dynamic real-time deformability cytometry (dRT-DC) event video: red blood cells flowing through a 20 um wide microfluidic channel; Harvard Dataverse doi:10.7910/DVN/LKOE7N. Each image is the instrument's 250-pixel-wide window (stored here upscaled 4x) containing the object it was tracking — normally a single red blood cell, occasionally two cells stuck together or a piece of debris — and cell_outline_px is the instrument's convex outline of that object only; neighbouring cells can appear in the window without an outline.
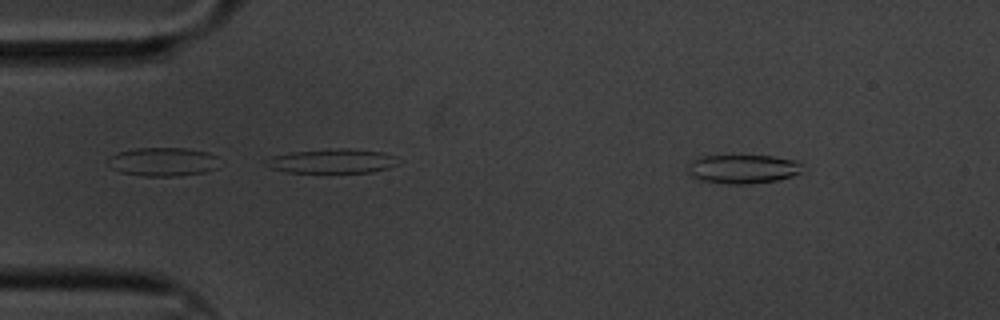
{"species": "common noctule bat (a hibernating species)", "species_latin": "Nyctalus noctula", "temperature_condition": "cold", "stored_images_in_passage": 59, "camera_frame_rate_fps": 3000, "um_per_image_px": 0.085, "animal": {"sex": "male", "body_mass_g": 20.1, "forearm_length_mm": 53.5}, "frame": {"image": 1, "passage_image": 7, "time_ms": 2.0, "image_size_px": [1000, 320], "cell_outline_px": [[804, 164], [800, 172], [792, 176], [780, 180], [748, 184], [724, 184], [700, 180], [692, 176], [688, 172], [688, 164], [692, 160], [700, 156], [772, 156], [796, 160]], "centroid_in_image_um": [63.16, 14.37], "position_along_channel_um": 21.8, "area_um2": 19.48}}
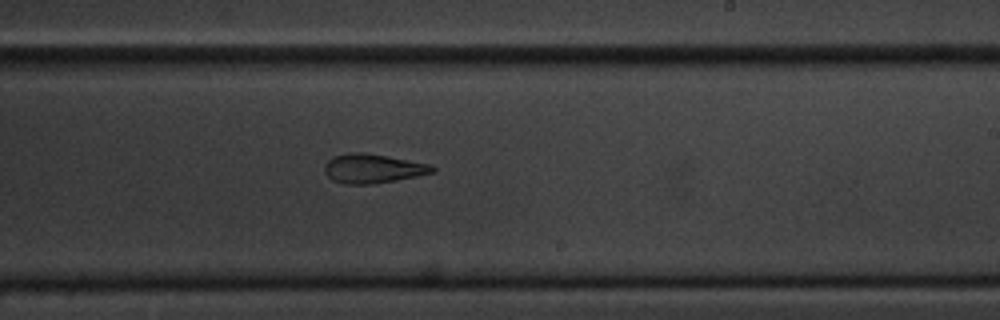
{"frame": {"image": 2, "passage_image": 35, "time_ms": 11.333, "image_size_px": [1000, 320], "cell_outline_px": [[436, 172], [396, 180], [372, 184], [344, 184], [332, 180], [324, 172], [324, 164], [332, 156], [348, 152], [364, 152], [432, 164], [436, 168]], "centroid_in_image_um": [31.68, 14.32], "position_along_channel_um": 257.3, "area_um2": 18.55}}
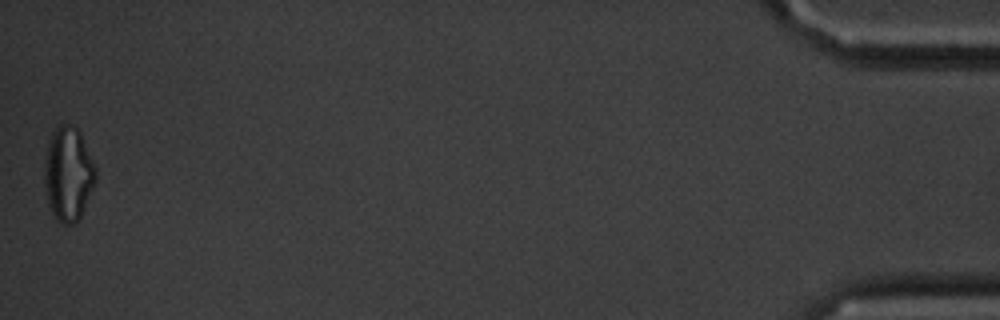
{"frame": {"image": 3, "passage_image": 59, "time_ms": 19.333, "image_size_px": [1000, 320], "cell_outline_px": [[96, 180], [80, 216], [72, 224], [64, 224], [52, 212], [48, 204], [44, 192], [44, 164], [48, 140], [52, 132], [60, 124], [68, 124], [76, 128], [80, 132], [96, 168]], "centroid_in_image_um": [5.77, 14.75], "position_along_channel_um": 429.4, "area_um2": 27.92}, "authors_computed_cell_mechanics": {"area_um2": 19.4208, "velocity_mm_per_s": 3.3217, "shape_relaxation_time_tau1_ms": 7.2544, "shape_relaxation_time_tau2_ms": 3.908, "deformation_change_tau1": 0.1432, "deformation_change_tau2": 0.1228}}